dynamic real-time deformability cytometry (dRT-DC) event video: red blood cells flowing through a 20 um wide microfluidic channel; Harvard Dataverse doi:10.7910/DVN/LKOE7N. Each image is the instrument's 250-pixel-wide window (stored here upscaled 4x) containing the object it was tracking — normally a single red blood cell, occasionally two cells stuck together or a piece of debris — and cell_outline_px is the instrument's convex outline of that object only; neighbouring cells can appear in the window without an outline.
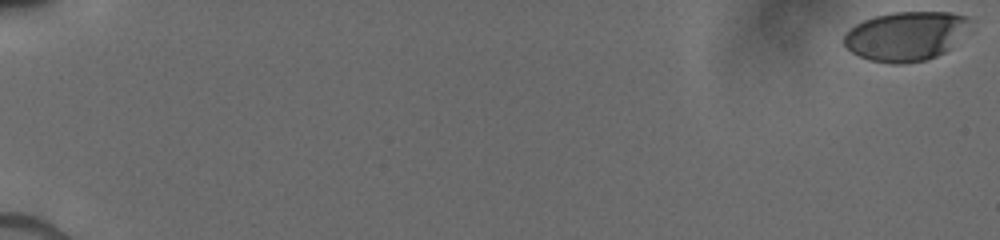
{"species": "human", "species_latin": "Homo sapiens", "temperature_condition": "cold", "stored_images_in_passage": 10, "camera_frame_rate_fps": 3000, "um_per_image_px": 0.085, "donor": {"sex": "male"}, "frame": {"image": 1, "passage_image": 1, "time_ms": 0.0, "image_size_px": [1000, 240], "cell_outline_px": [[968, 20], [948, 48], [944, 52], [936, 56], [924, 60], [900, 64], [892, 64], [872, 60], [860, 56], [852, 52], [844, 44], [844, 36], [856, 24], [864, 20], [876, 16], [892, 12], [952, 12], [968, 16]], "centroid_in_image_um": [76.9, 3.06], "position_along_channel_um": 8.1, "area_um2": 34.97}}
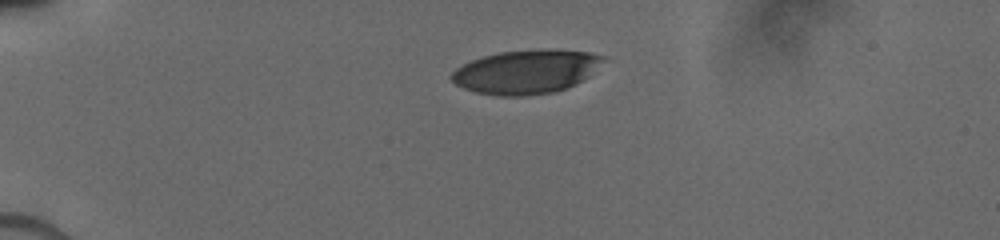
{"frame": {"image": 2, "passage_image": 6, "time_ms": 4.667, "image_size_px": [1000, 240], "cell_outline_px": [[608, 56], [588, 76], [564, 88], [552, 92], [528, 96], [496, 96], [476, 92], [464, 88], [456, 84], [448, 76], [456, 68], [472, 60], [484, 56], [500, 52], [588, 52]], "centroid_in_image_um": [44.64, 6.15], "position_along_channel_um": 40.4, "area_um2": 37.34}}
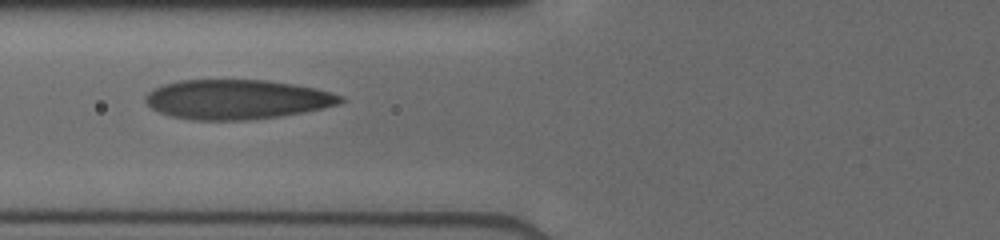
{"frame": {"image": 3, "passage_image": 10, "time_ms": 7.667, "image_size_px": [1000, 240], "cell_outline_px": [[344, 100], [336, 104], [320, 108], [300, 112], [276, 116], [244, 120], [192, 120], [172, 116], [160, 112], [152, 108], [144, 100], [144, 96], [152, 88], [164, 84], [180, 80], [264, 80], [292, 84], [312, 88], [328, 92], [340, 96]], "centroid_in_image_um": [20.02, 8.44], "position_along_channel_um": 105.8, "area_um2": 44.27}}